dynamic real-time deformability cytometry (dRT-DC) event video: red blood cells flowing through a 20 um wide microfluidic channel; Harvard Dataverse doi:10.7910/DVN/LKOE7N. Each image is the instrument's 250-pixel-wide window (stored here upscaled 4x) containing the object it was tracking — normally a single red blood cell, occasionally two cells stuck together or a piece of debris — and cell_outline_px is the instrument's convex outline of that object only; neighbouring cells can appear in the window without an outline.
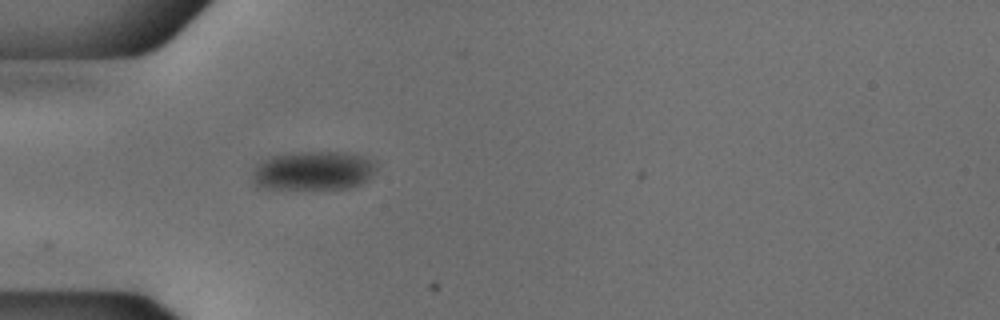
{"species": "common noctule bat (a hibernating species)", "species_latin": "Nyctalus noctula", "temperature_condition": "cold", "stored_images_in_passage": 33, "camera_frame_rate_fps": 3000, "um_per_image_px": 0.085, "animal": {"sex": "male", "body_mass_g": 18.8}, "frame": {"image": 1, "passage_image": 1, "time_ms": 0.0, "image_size_px": [1000, 320], "cell_outline_px": [[376, 168], [372, 176], [368, 180], [352, 188], [256, 188], [252, 180], [252, 168], [256, 164], [272, 156], [296, 152], [352, 152], [376, 160]], "centroid_in_image_um": [26.65, 14.5], "position_along_channel_um": 58.3, "area_um2": 28.55}}
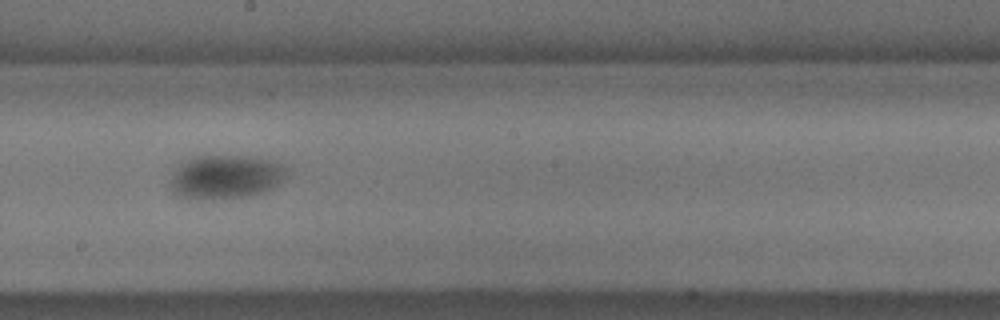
{"frame": {"image": 2, "passage_image": 15, "time_ms": 4.667, "image_size_px": [1000, 320], "cell_outline_px": [[292, 172], [272, 188], [248, 196], [212, 200], [188, 200], [172, 192], [168, 180], [176, 168], [180, 164], [196, 156], [252, 156], [284, 164]], "centroid_in_image_um": [19.17, 15.05], "position_along_channel_um": 229.0, "area_um2": 30.35}}
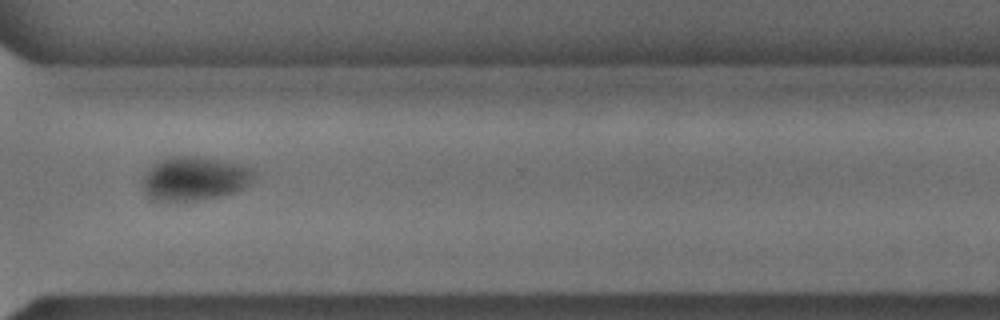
{"frame": {"image": 3, "passage_image": 25, "time_ms": 8.0, "image_size_px": [1000, 320], "cell_outline_px": [[256, 172], [248, 184], [232, 192], [220, 196], [204, 200], [156, 200], [148, 196], [144, 192], [144, 172], [156, 160], [172, 156], [200, 156], [240, 164], [256, 168]], "centroid_in_image_um": [16.53, 15.15], "position_along_channel_um": 354.1, "area_um2": 28.5}, "authors_computed_cell_mechanics": {"area_um2": 29.7092, "velocity_mm_per_s": 3.7649, "shape_relaxation_time_tau1_ms": null, "shape_relaxation_time_tau2_ms": 7.4437, "deformation_change_tau1": null, "deformation_change_tau2": 0.0425}}